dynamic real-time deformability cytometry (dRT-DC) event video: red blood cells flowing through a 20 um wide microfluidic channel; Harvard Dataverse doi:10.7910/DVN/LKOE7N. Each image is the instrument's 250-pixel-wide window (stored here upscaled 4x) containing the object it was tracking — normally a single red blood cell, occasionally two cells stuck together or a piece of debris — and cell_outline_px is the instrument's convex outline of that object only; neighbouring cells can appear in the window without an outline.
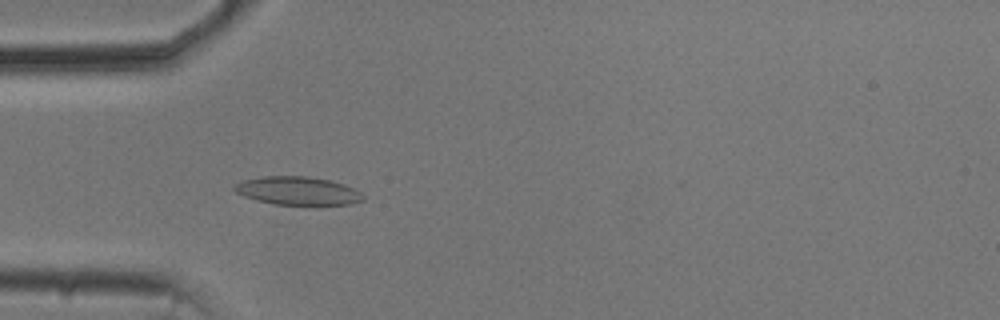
{"species": "common noctule bat (a hibernating species)", "species_latin": "Nyctalus noctula", "temperature_condition": "cold", "stored_images_in_passage": 54, "camera_frame_rate_fps": 3000, "um_per_image_px": 0.085, "animal": {"sex": "male", "body_mass_g": 20.5, "forearm_length_mm": 52.5}, "frame": {"image": 1, "passage_image": 16, "time_ms": 5.0, "image_size_px": [1000, 320], "cell_outline_px": [[364, 200], [352, 204], [308, 208], [272, 204], [256, 200], [244, 196], [236, 192], [232, 188], [236, 184], [244, 180], [264, 176], [304, 176], [328, 180], [344, 184], [360, 192], [364, 196]], "centroid_in_image_um": [25.35, 16.28], "position_along_channel_um": 59.6, "area_um2": 22.08}}
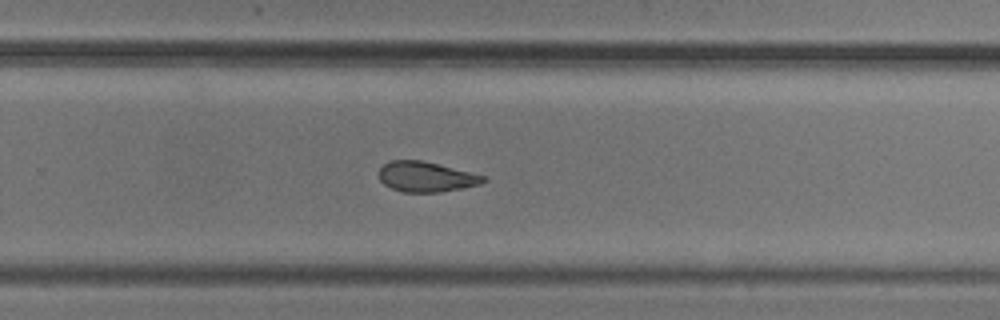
{"frame": {"image": 2, "passage_image": 35, "time_ms": 11.333, "image_size_px": [1000, 320], "cell_outline_px": [[488, 180], [480, 184], [440, 192], [404, 192], [392, 188], [384, 184], [380, 180], [380, 168], [388, 160], [420, 160], [488, 176]], "centroid_in_image_um": [36.24, 15.02], "position_along_channel_um": 293.6, "area_um2": 18.26}}
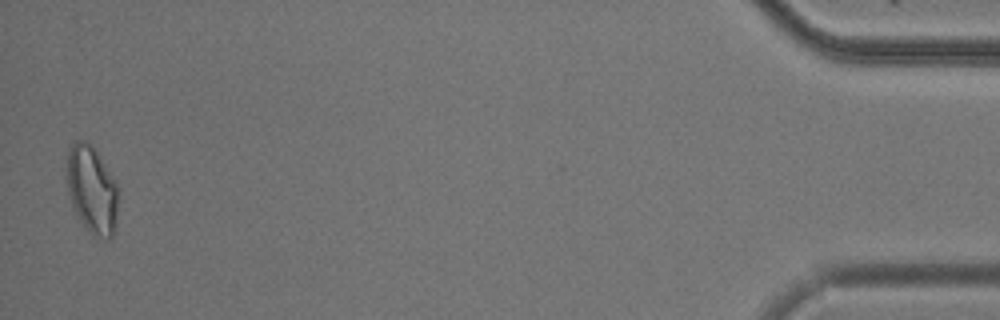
{"frame": {"image": 3, "passage_image": 53, "time_ms": 17.333, "image_size_px": [1000, 320], "cell_outline_px": [[120, 196], [116, 224], [112, 236], [108, 240], [104, 240], [92, 236], [88, 232], [76, 216], [68, 192], [68, 148], [72, 140], [88, 140], [116, 180], [120, 192]], "centroid_in_image_um": [7.85, 16.17], "position_along_channel_um": 427.3, "area_um2": 27.05}, "authors_computed_cell_mechanics": {"area_um2": 20.6346, "velocity_mm_per_s": 3.7289, "shape_relaxation_time_tau1_ms": null, "shape_relaxation_time_tau2_ms": 3.1295, "deformation_change_tau1": null, "deformation_change_tau2": 0.0834}}